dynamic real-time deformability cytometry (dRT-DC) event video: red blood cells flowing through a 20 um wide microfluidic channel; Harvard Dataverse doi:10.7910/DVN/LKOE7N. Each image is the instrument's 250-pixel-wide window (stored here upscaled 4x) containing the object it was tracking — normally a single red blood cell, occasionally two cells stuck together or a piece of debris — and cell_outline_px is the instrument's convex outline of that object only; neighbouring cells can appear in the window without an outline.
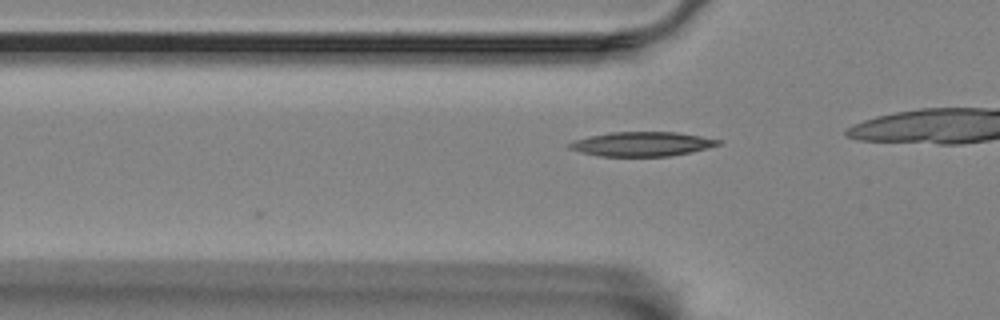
{"species": "Egyptian fruit bat (a non-hibernating species)", "species_latin": "Rousettus aegyptiacus", "temperature_condition": "room temperature", "stored_images_in_passage": 10, "camera_frame_rate_fps": 3000, "um_per_image_px": 0.085, "animal": {"sex": "female"}, "frame": {"image": 1, "passage_image": 4, "time_ms": 1.0, "image_size_px": [1000, 320], "cell_outline_px": [[724, 140], [720, 144], [708, 148], [692, 152], [668, 156], [600, 156], [580, 152], [568, 148], [568, 144], [572, 140], [588, 136], [608, 132], [676, 132]], "centroid_in_image_um": [54.55, 12.23], "position_along_channel_um": 71.2, "area_um2": 21.27}}
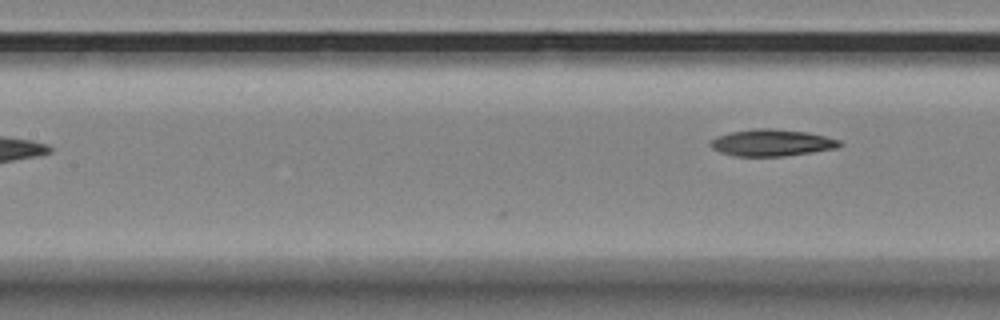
{"frame": {"image": 2, "passage_image": 10, "time_ms": 3.0, "image_size_px": [1000, 320], "cell_outline_px": [[844, 144], [836, 148], [812, 152], [784, 156], [736, 156], [720, 152], [712, 148], [708, 144], [708, 140], [716, 136], [732, 132], [756, 128], [772, 128], [808, 132], [840, 140]], "centroid_in_image_um": [65.57, 12.13], "position_along_channel_um": 141.8, "area_um2": 20.23}}